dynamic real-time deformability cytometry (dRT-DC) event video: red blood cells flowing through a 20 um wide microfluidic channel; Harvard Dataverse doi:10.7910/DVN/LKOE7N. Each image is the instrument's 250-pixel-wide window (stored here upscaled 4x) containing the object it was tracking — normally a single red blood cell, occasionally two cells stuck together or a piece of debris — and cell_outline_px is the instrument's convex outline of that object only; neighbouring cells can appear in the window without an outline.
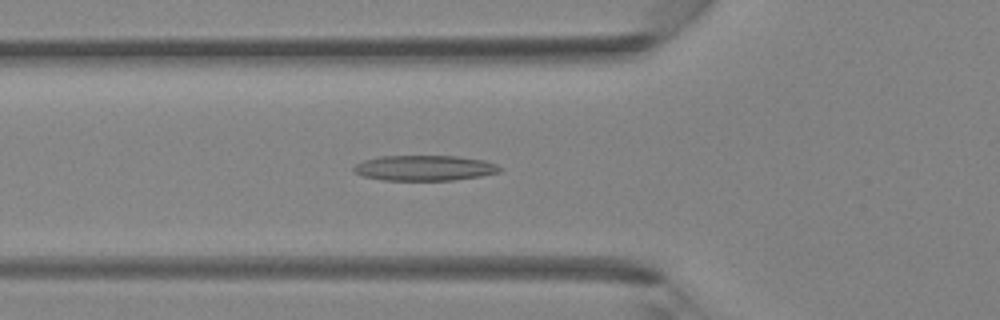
{"species": "Egyptian fruit bat (a non-hibernating species)", "species_latin": "Rousettus aegyptiacus", "temperature_condition": "room temperature", "stored_images_in_passage": 29, "camera_frame_rate_fps": 3000, "um_per_image_px": 0.085, "animal": {"sex": "female"}, "frame": {"image": 1, "passage_image": 2, "time_ms": 0.333, "image_size_px": [1000, 320], "cell_outline_px": [[500, 172], [480, 176], [452, 180], [384, 180], [364, 176], [356, 172], [352, 168], [356, 164], [364, 160], [380, 156], [456, 156], [484, 160], [496, 164], [500, 168]], "centroid_in_image_um": [36.08, 14.27], "position_along_channel_um": 89.7, "area_um2": 21.39}}
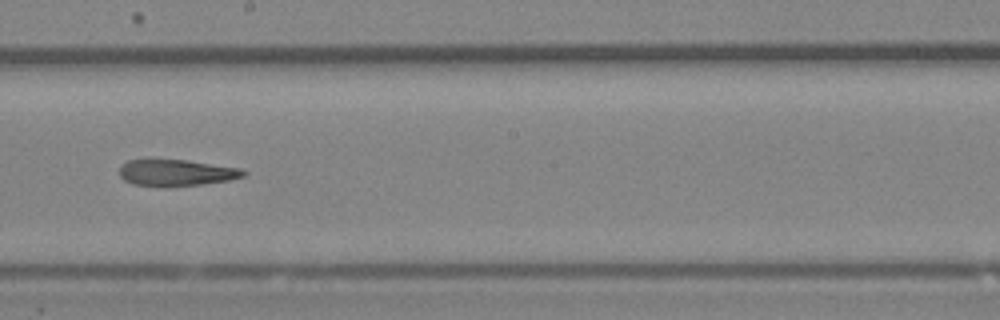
{"frame": {"image": 2, "passage_image": 11, "time_ms": 3.333, "image_size_px": [1000, 320], "cell_outline_px": [[248, 172], [244, 176], [228, 180], [200, 184], [168, 188], [160, 188], [132, 184], [124, 180], [120, 176], [120, 164], [128, 160], [188, 160], [240, 168]], "centroid_in_image_um": [14.95, 14.7], "position_along_channel_um": 233.3, "area_um2": 19.42}}
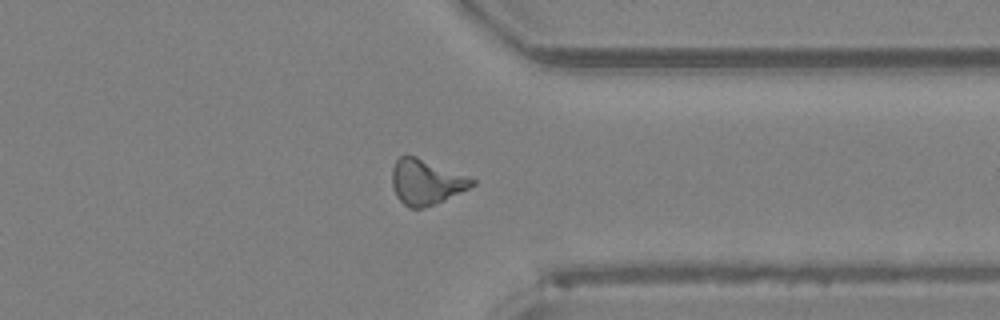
{"frame": {"image": 3, "passage_image": 20, "time_ms": 6.333, "image_size_px": [1000, 320], "cell_outline_px": [[476, 184], [468, 188], [424, 208], [408, 208], [396, 196], [392, 184], [392, 168], [396, 160], [400, 156], [416, 156], [476, 180]], "centroid_in_image_um": [36.17, 15.47], "position_along_channel_um": 375.2, "area_um2": 20.58}}